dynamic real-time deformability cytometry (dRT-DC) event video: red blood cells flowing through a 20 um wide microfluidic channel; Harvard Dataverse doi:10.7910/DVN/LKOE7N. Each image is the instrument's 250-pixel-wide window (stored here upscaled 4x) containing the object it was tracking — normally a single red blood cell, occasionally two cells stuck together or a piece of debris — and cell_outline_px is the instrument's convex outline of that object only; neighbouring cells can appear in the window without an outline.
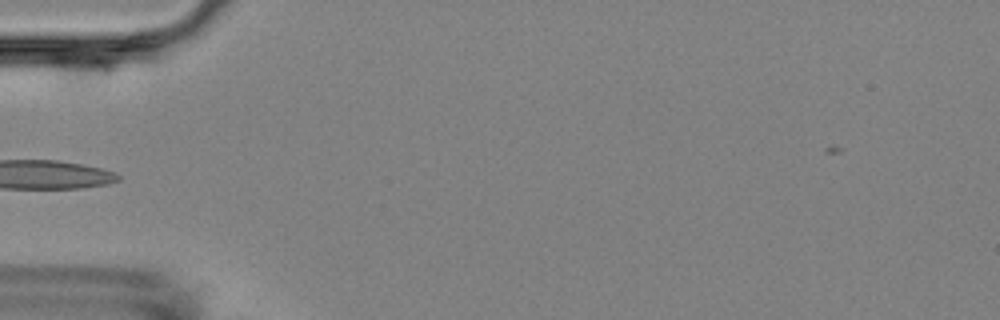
{"species": "Egyptian fruit bat (a non-hibernating species)", "species_latin": "Rousettus aegyptiacus", "temperature_condition": "room temperature", "stored_images_in_passage": 7, "camera_frame_rate_fps": 3000, "um_per_image_px": 0.085, "animal": {"sex": "female"}, "frame": {"image": 1, "passage_image": 5, "time_ms": 5.667, "image_size_px": [1000, 320], "cell_outline_px": [[112, 72], [108, 80], [104, 84], [80, 92], [56, 92], [52, 84], [48, 60], [48, 56], [64, 44], [76, 44], [104, 56], [112, 64]], "centroid_in_image_um": [6.62, 5.86], "position_along_channel_um": 78.4, "area_um2": 17.22}}